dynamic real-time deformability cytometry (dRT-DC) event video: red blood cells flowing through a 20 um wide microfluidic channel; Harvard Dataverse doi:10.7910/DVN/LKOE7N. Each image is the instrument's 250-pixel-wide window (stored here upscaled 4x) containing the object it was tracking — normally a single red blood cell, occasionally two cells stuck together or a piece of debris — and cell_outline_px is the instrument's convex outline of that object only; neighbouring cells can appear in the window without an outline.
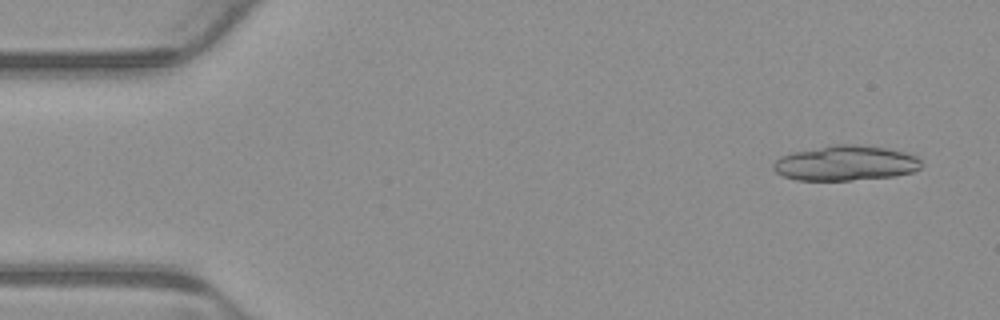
{"species": "common noctule bat (a hibernating species)", "species_latin": "Nyctalus noctula", "temperature_condition": "warm", "stored_images_in_passage": 6, "camera_frame_rate_fps": 3000, "um_per_image_px": 0.085, "animal": {"sex": "male", "body_mass_g": 23.1, "forearm_length_mm": 52.7}, "frame": {"image": 1, "passage_image": 1, "time_ms": 0.0, "image_size_px": [1000, 320], "cell_outline_px": [[920, 168], [912, 172], [896, 176], [852, 180], [796, 180], [784, 176], [776, 172], [772, 168], [772, 164], [780, 156], [792, 152], [836, 144], [856, 144], [884, 148], [904, 152], [916, 156], [920, 160]], "centroid_in_image_um": [71.85, 13.87], "position_along_channel_um": 13.2, "area_um2": 30.17}}
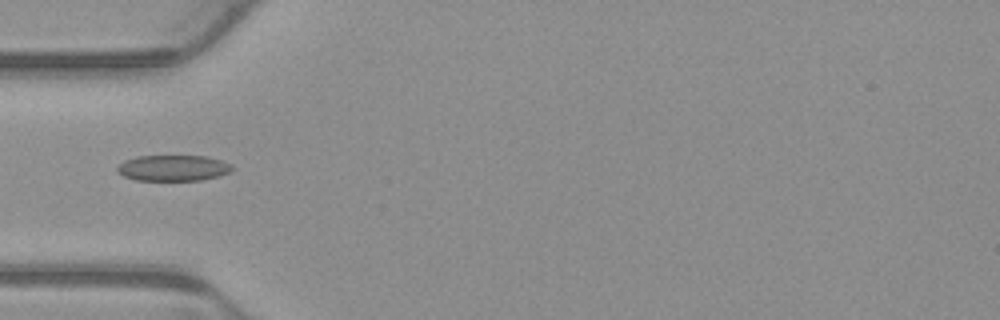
{"frame": {"image": 2, "passage_image": 5, "time_ms": 1.333, "image_size_px": [1000, 320], "cell_outline_px": [[232, 172], [220, 176], [200, 180], [136, 180], [124, 176], [116, 172], [116, 168], [124, 160], [136, 156], [208, 156], [232, 164]], "centroid_in_image_um": [14.73, 14.28], "position_along_channel_um": 70.3, "area_um2": 17.46}}
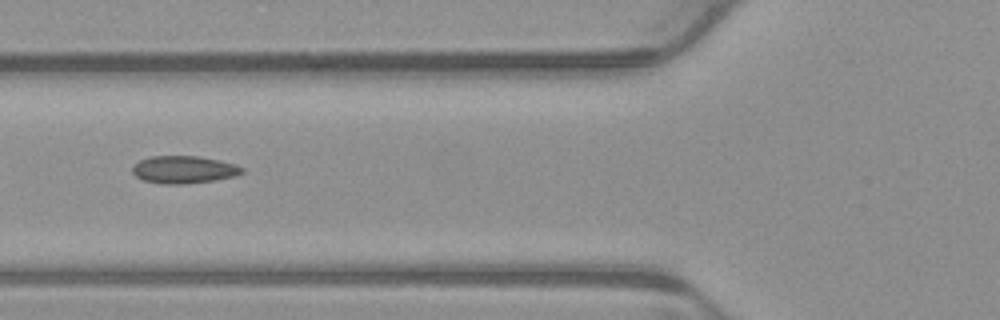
{"frame": {"image": 3, "passage_image": 6, "time_ms": 1.667, "image_size_px": [1000, 320], "cell_outline_px": [[244, 172], [236, 176], [216, 180], [184, 184], [160, 184], [144, 180], [136, 176], [132, 172], [132, 168], [140, 160], [152, 156], [196, 156], [220, 160], [236, 164], [244, 168]], "centroid_in_image_um": [15.66, 14.42], "position_along_channel_um": 110.1, "area_um2": 17.63}}